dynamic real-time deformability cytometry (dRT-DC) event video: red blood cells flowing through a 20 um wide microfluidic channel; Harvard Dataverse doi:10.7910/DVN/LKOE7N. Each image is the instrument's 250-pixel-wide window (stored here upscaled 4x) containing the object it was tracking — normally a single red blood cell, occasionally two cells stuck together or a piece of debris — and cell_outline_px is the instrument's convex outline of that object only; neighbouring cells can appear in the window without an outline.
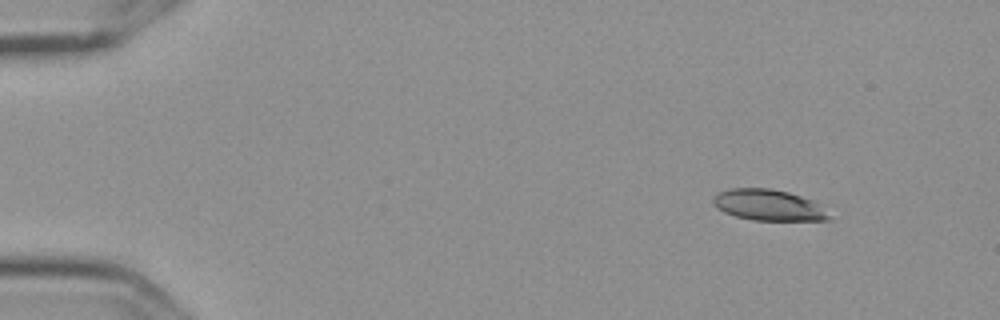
{"species": "Egyptian fruit bat (a non-hibernating species)", "species_latin": "Rousettus aegyptiacus", "temperature_condition": "cold", "stored_images_in_passage": 4, "camera_frame_rate_fps": 3000, "um_per_image_px": 0.085, "frame": {"image": 1, "passage_image": 1, "time_ms": 0.0, "image_size_px": [1000, 320], "cell_outline_px": [[832, 220], [752, 220], [736, 216], [724, 212], [716, 208], [712, 204], [712, 196], [728, 188], [768, 188], [788, 192], [812, 200], [832, 216]], "centroid_in_image_um": [65.28, 17.43], "position_along_channel_um": 19.7, "area_um2": 20.98}}
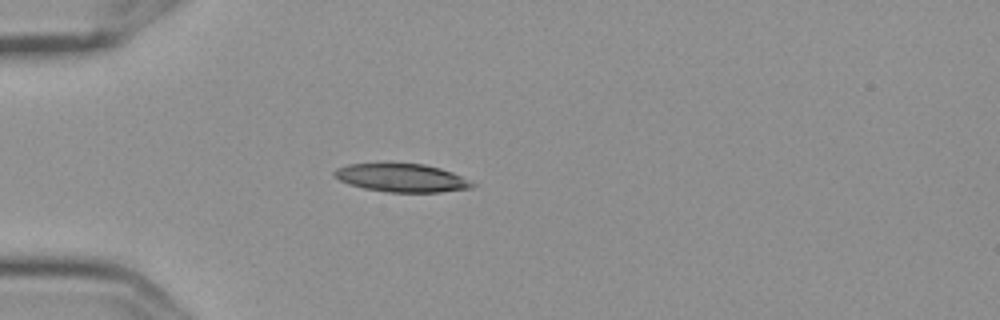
{"frame": {"image": 2, "passage_image": 4, "time_ms": 1.0, "image_size_px": [1000, 320], "cell_outline_px": [[476, 184], [472, 188], [440, 192], [388, 192], [364, 188], [348, 184], [332, 176], [332, 172], [336, 168], [348, 164], [388, 160], [392, 160], [424, 164], [440, 168], [452, 172]], "centroid_in_image_um": [34.06, 15.06], "position_along_channel_um": 50.9, "area_um2": 23.7}}